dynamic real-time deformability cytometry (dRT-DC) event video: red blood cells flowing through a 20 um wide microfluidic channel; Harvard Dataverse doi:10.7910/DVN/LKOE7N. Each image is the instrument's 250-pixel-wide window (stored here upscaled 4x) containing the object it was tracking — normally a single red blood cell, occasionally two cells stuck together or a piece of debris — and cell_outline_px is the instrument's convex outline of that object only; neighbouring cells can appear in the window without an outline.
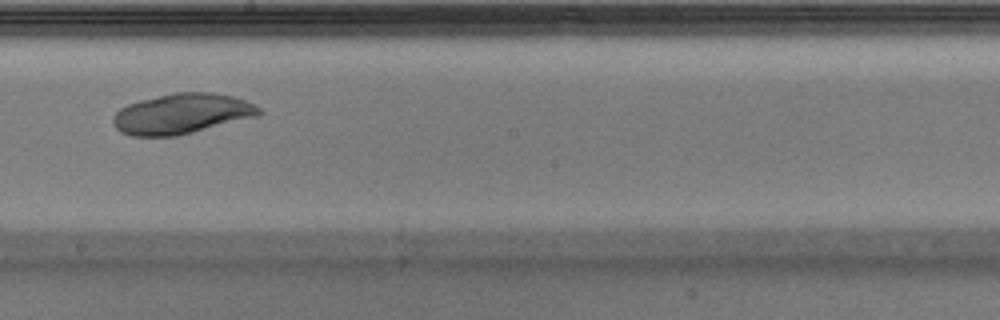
{"species": "Egyptian fruit bat (a non-hibernating species)", "species_latin": "Rousettus aegyptiacus", "temperature_condition": "warm", "stored_images_in_passage": 32, "camera_frame_rate_fps": 3000, "um_per_image_px": 0.085, "animal": {"sex": "male"}, "frame": {"image": 1, "passage_image": 14, "time_ms": 4.333, "image_size_px": [1000, 320], "cell_outline_px": [[264, 112], [260, 116], [176, 136], [132, 136], [120, 132], [116, 128], [112, 120], [112, 116], [120, 108], [128, 104], [140, 100], [176, 92], [212, 92], [232, 96], [244, 100], [260, 108]], "centroid_in_image_um": [15.46, 9.67], "position_along_channel_um": 232.7, "area_um2": 34.33}}